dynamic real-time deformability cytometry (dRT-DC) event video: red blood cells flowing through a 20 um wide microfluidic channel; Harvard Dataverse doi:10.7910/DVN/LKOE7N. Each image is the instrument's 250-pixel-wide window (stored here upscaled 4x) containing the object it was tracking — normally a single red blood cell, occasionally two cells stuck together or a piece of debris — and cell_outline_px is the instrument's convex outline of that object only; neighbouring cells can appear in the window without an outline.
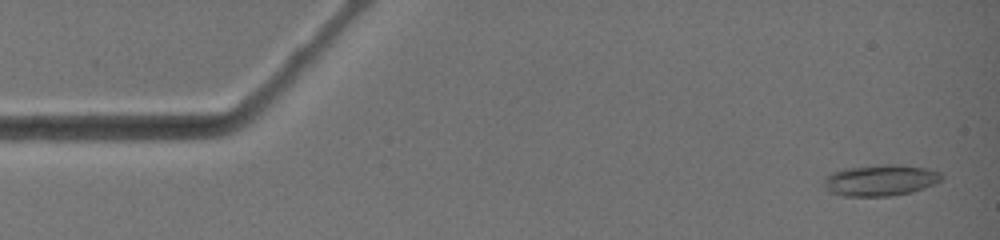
{"species": "common noctule bat (a hibernating species)", "species_latin": "Nyctalus noctula", "temperature_condition": "warm", "stored_images_in_passage": 5, "camera_frame_rate_fps": 3000, "um_per_image_px": 0.085, "animal": {"sex": "female", "body_mass_g": 19.0, "forearm_length_mm": 51.5}, "frame": {"image": 1, "passage_image": 1, "time_ms": 0.0, "image_size_px": [1000, 240], "cell_outline_px": [[944, 176], [940, 180], [924, 188], [912, 192], [892, 196], [844, 196], [828, 192], [824, 184], [824, 176], [828, 172], [844, 168], [880, 164], [900, 164], [924, 168], [940, 172]], "centroid_in_image_um": [74.77, 15.31], "position_along_channel_um": 10.2, "area_um2": 21.73}}